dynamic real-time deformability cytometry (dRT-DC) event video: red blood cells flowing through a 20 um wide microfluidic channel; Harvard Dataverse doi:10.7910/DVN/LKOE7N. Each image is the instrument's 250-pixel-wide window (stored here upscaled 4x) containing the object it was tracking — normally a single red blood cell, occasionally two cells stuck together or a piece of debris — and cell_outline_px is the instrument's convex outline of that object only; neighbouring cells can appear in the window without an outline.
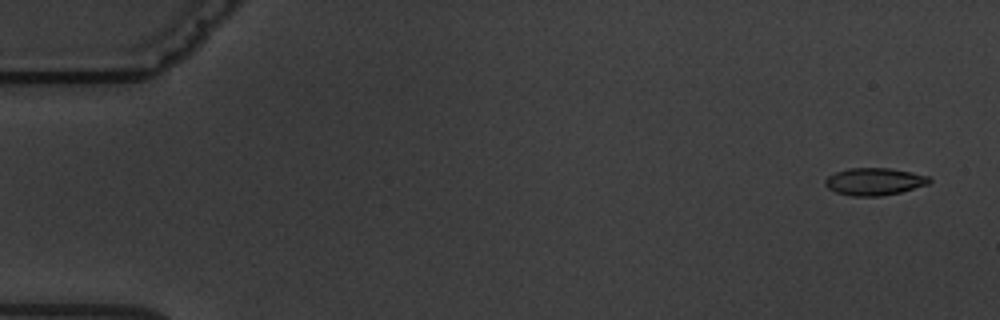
{"species": "common noctule bat (a hibernating species)", "species_latin": "Nyctalus noctula", "temperature_condition": "warm", "stored_images_in_passage": 6, "camera_frame_rate_fps": 3000, "um_per_image_px": 0.085, "animal": {"sex": "male", "body_mass_g": 19.5, "forearm_length_mm": 54.6}, "frame": {"image": 1, "passage_image": 1, "time_ms": 0.0, "image_size_px": [1000, 320], "cell_outline_px": [[932, 180], [928, 184], [900, 192], [880, 196], [852, 196], [836, 192], [828, 188], [824, 184], [824, 180], [828, 176], [836, 172], [848, 168], [892, 168], [912, 172], [928, 176]], "centroid_in_image_um": [74.31, 15.42], "position_along_channel_um": 10.7, "area_um2": 16.59}}
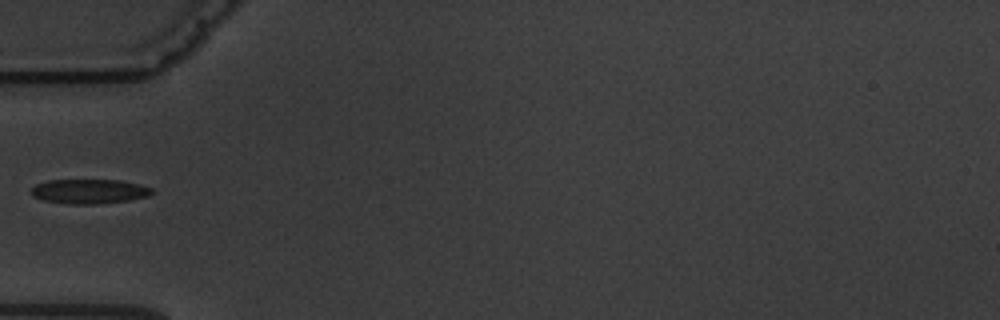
{"frame": {"image": 2, "passage_image": 6, "time_ms": 5.667, "image_size_px": [1000, 320], "cell_outline_px": [[152, 192], [148, 196], [128, 200], [96, 204], [68, 204], [44, 200], [32, 196], [32, 188], [36, 184], [48, 180], [120, 180], [152, 188]], "centroid_in_image_um": [7.55, 16.27], "position_along_channel_um": 77.4, "area_um2": 17.05}}